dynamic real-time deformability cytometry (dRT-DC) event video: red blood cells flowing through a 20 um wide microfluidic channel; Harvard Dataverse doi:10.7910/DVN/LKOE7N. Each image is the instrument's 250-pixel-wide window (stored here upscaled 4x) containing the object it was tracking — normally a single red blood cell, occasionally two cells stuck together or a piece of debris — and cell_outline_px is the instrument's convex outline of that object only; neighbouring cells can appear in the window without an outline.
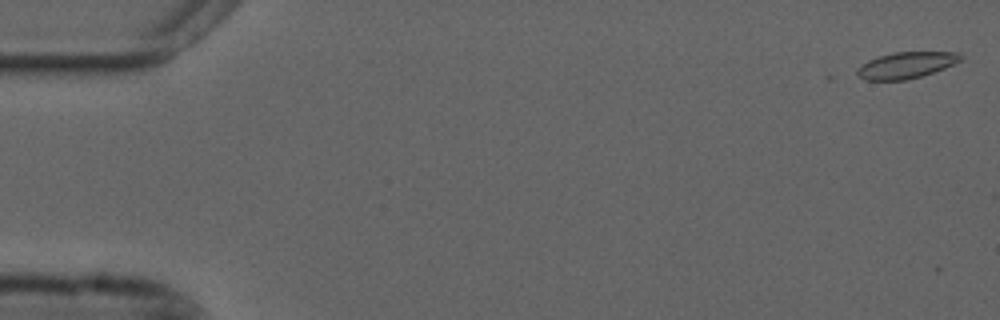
{"species": "common noctule bat (a hibernating species)", "species_latin": "Nyctalus noctula", "temperature_condition": "cold", "stored_images_in_passage": 15, "camera_frame_rate_fps": 3000, "um_per_image_px": 0.085, "animal": {"sex": "male", "forearm_length_mm": 52.5}, "frame": {"image": 1, "passage_image": 2, "time_ms": 0.333, "image_size_px": [1000, 320], "cell_outline_px": [[964, 60], [944, 68], [920, 76], [904, 80], [864, 80], [856, 72], [856, 68], [868, 60], [892, 52], [960, 52], [964, 56]], "centroid_in_image_um": [77.06, 5.53], "position_along_channel_um": 7.9, "area_um2": 15.9}}